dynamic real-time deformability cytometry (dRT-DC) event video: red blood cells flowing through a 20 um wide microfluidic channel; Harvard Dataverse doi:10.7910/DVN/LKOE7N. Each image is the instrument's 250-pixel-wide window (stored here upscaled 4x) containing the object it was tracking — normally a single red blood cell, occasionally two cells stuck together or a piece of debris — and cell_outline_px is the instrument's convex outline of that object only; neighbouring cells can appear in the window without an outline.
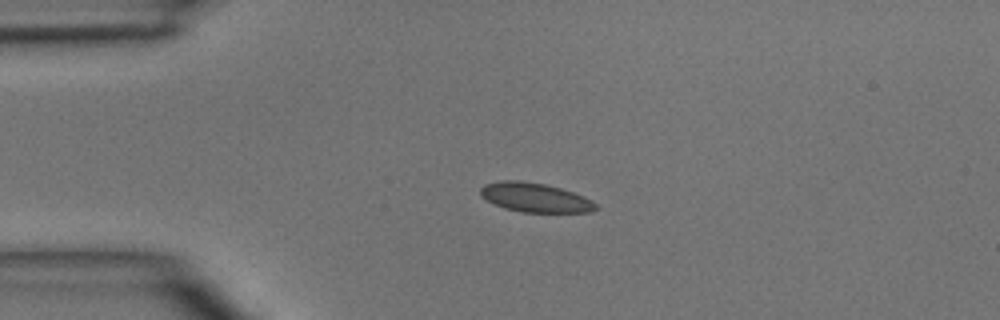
{"species": "common noctule bat (a hibernating species)", "species_latin": "Nyctalus noctula", "temperature_condition": "room temperature", "stored_images_in_passage": 2, "camera_frame_rate_fps": 3000, "um_per_image_px": 0.085, "animal": {"sex": "male", "body_mass_g": 15.6}, "frame": {"image": 1, "passage_image": 1, "time_ms": 0.0, "image_size_px": [1000, 320], "cell_outline_px": [[596, 208], [592, 212], [520, 212], [504, 208], [480, 196], [480, 188], [484, 184], [504, 180], [520, 180], [544, 184], [560, 188], [584, 196], [592, 200], [596, 204]], "centroid_in_image_um": [45.47, 16.79], "position_along_channel_um": 39.5, "area_um2": 19.54}}